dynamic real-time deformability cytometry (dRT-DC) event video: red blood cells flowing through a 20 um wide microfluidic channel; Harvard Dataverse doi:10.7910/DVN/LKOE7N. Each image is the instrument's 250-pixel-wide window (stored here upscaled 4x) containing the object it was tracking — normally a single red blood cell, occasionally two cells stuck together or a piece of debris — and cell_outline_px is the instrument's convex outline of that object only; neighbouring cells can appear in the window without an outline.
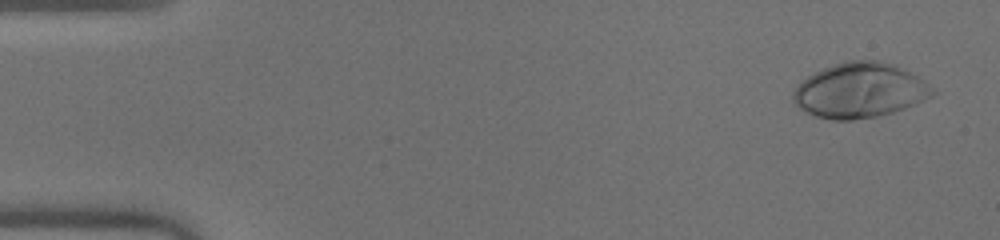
{"species": "human", "species_latin": "Homo sapiens", "temperature_condition": "warm", "stored_images_in_passage": 50, "camera_frame_rate_fps": 3000, "um_per_image_px": 0.085, "donor": {"sex": "male"}, "frame": {"image": 1, "passage_image": 2, "time_ms": 0.333, "image_size_px": [1000, 240], "cell_outline_px": [[936, 92], [932, 96], [924, 100], [904, 108], [892, 112], [876, 116], [852, 120], [832, 120], [816, 116], [800, 108], [792, 100], [792, 92], [808, 76], [832, 64], [848, 60], [876, 60], [896, 64], [916, 76], [928, 84]], "centroid_in_image_um": [73.08, 7.68], "position_along_channel_um": 11.9, "area_um2": 44.27}}
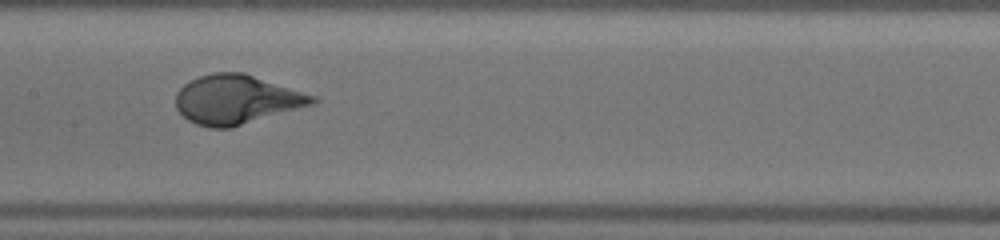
{"frame": {"image": 2, "passage_image": 25, "time_ms": 8.0, "image_size_px": [1000, 240], "cell_outline_px": [[320, 100], [316, 104], [232, 128], [208, 128], [196, 124], [188, 120], [176, 108], [176, 92], [184, 84], [200, 76], [212, 72], [244, 72], [316, 96]], "centroid_in_image_um": [20.14, 8.47], "position_along_channel_um": 187.3, "area_um2": 39.48}}
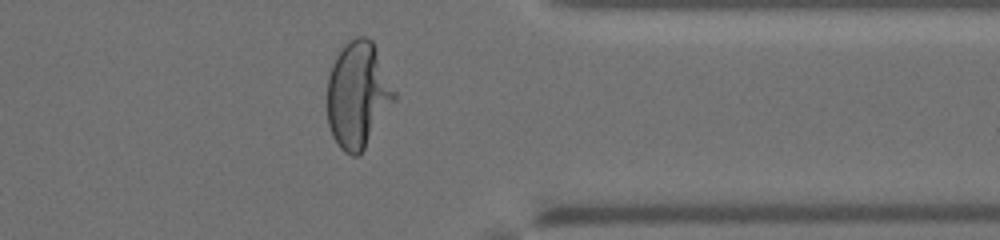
{"frame": {"image": 3, "passage_image": 40, "time_ms": 13.0, "image_size_px": [1000, 240], "cell_outline_px": [[396, 96], [360, 156], [352, 156], [344, 152], [340, 148], [332, 136], [328, 124], [328, 76], [332, 64], [336, 56], [344, 44], [356, 36], [368, 36], [372, 40], [376, 48], [396, 92]], "centroid_in_image_um": [30.4, 8.05], "position_along_channel_um": 381.0, "area_um2": 41.27}}